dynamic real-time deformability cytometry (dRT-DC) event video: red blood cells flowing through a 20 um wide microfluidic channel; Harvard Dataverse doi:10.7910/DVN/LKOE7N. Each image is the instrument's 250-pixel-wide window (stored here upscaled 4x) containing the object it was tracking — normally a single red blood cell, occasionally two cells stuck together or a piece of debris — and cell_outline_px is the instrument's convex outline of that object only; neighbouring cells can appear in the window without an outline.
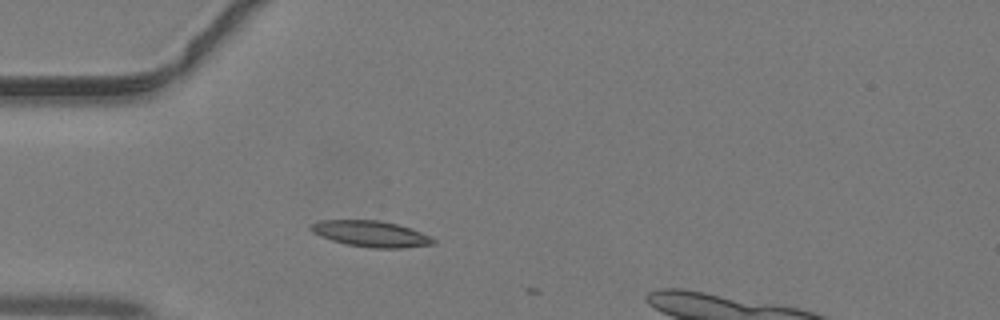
{"species": "common noctule bat (a hibernating species)", "species_latin": "Nyctalus noctula", "temperature_condition": "warm", "stored_images_in_passage": 3, "camera_frame_rate_fps": 3000, "um_per_image_px": 0.085, "animal": {"sex": "male", "body_mass_g": 19.2, "forearm_length_mm": 51.8}, "frame": {"image": 1, "passage_image": 1, "time_ms": 0.0, "image_size_px": [1000, 320], "cell_outline_px": [[436, 244], [400, 248], [372, 248], [348, 244], [332, 240], [320, 236], [312, 232], [308, 228], [308, 224], [320, 220], [380, 220], [412, 228], [432, 236], [436, 240]], "centroid_in_image_um": [31.54, 19.86], "position_along_channel_um": 53.5, "area_um2": 18.79}}